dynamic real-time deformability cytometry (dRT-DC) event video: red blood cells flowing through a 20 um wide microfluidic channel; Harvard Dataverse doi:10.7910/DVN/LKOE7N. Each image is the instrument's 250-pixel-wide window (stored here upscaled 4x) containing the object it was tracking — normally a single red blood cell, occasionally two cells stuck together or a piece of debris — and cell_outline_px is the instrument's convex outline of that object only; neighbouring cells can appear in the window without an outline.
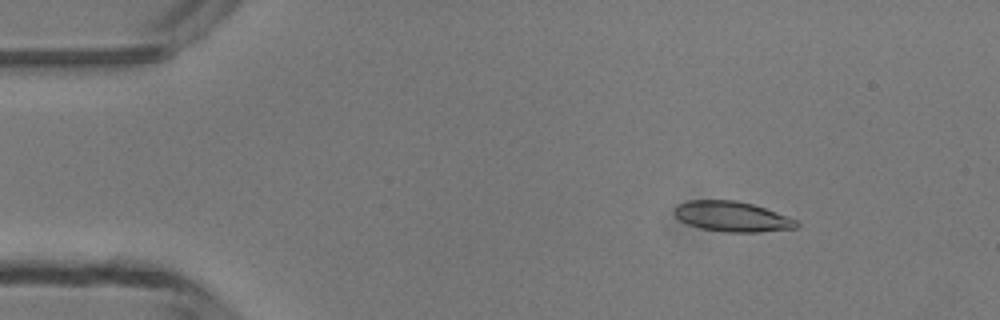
{"species": "common noctule bat (a hibernating species)", "species_latin": "Nyctalus noctula", "temperature_condition": "room temperature", "stored_images_in_passage": 4, "camera_frame_rate_fps": 3000, "um_per_image_px": 0.085, "animal": {"sex": "male", "body_mass_g": 13.3}, "frame": {"image": 1, "passage_image": 2, "time_ms": 2.0, "image_size_px": [1000, 320], "cell_outline_px": [[800, 224], [796, 228], [760, 232], [724, 232], [700, 228], [688, 224], [680, 220], [672, 212], [672, 208], [676, 204], [688, 200], [736, 200], [752, 204], [764, 208], [796, 220]], "centroid_in_image_um": [62.16, 18.4], "position_along_channel_um": 22.8, "area_um2": 21.56}}
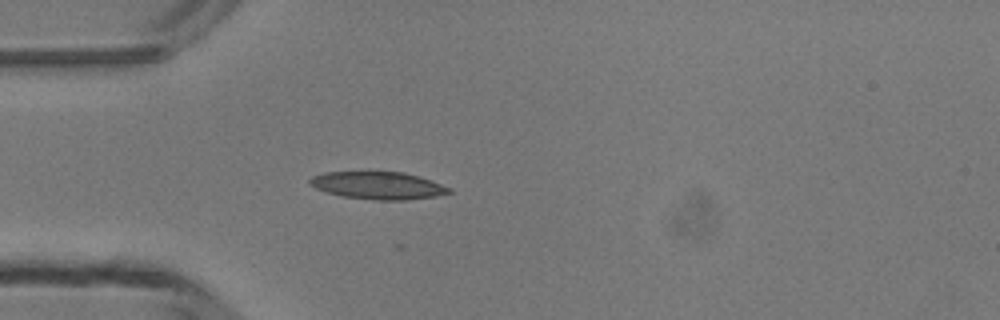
{"frame": {"image": 2, "passage_image": 4, "time_ms": 4.333, "image_size_px": [1000, 320], "cell_outline_px": [[452, 192], [436, 196], [404, 200], [372, 200], [340, 196], [316, 188], [308, 184], [308, 180], [312, 176], [324, 172], [404, 172], [452, 188]], "centroid_in_image_um": [32.09, 15.77], "position_along_channel_um": 52.9, "area_um2": 22.2}}